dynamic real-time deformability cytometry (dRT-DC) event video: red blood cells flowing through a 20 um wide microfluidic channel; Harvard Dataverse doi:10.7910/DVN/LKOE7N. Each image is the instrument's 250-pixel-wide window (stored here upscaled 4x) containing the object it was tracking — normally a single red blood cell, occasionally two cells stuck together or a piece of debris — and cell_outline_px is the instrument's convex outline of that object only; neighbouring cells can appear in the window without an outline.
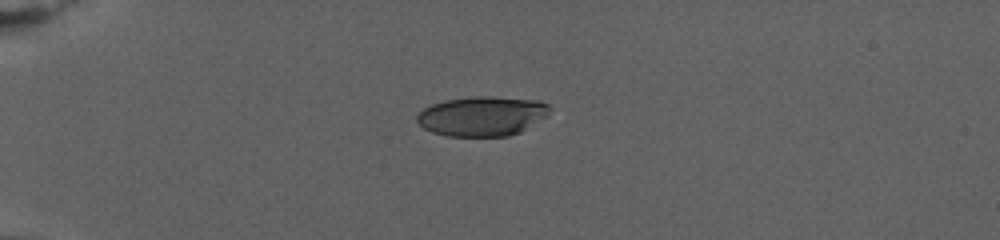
{"species": "human", "species_latin": "Homo sapiens", "temperature_condition": "warm", "stored_images_in_passage": 57, "camera_frame_rate_fps": 3000, "um_per_image_px": 0.085, "donor": {"sex": "female"}, "frame": {"image": 1, "passage_image": 1, "time_ms": 0.0, "image_size_px": [1000, 240], "cell_outline_px": [[552, 108], [548, 116], [520, 132], [508, 136], [448, 136], [432, 132], [424, 128], [416, 120], [416, 116], [424, 108], [432, 104], [444, 100], [472, 96], [492, 96], [540, 100], [548, 104]], "centroid_in_image_um": [41.02, 9.86], "position_along_channel_um": 44.0, "area_um2": 30.98}}
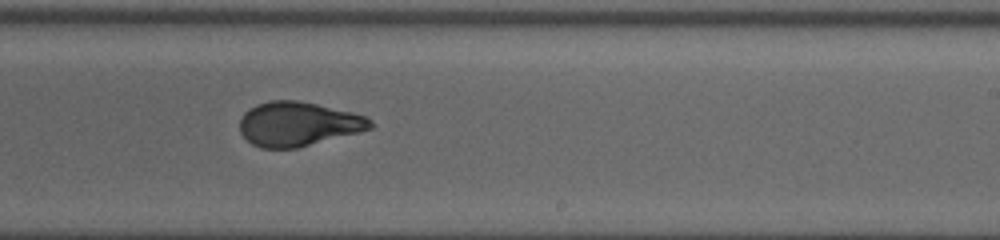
{"frame": {"image": 2, "passage_image": 30, "time_ms": 9.667, "image_size_px": [1000, 240], "cell_outline_px": [[372, 128], [296, 148], [260, 148], [252, 144], [240, 132], [240, 120], [244, 112], [248, 108], [256, 104], [268, 100], [296, 100], [316, 104], [352, 112], [364, 116], [372, 120]], "centroid_in_image_um": [25.29, 10.52], "position_along_channel_um": 263.7, "area_um2": 33.41}}
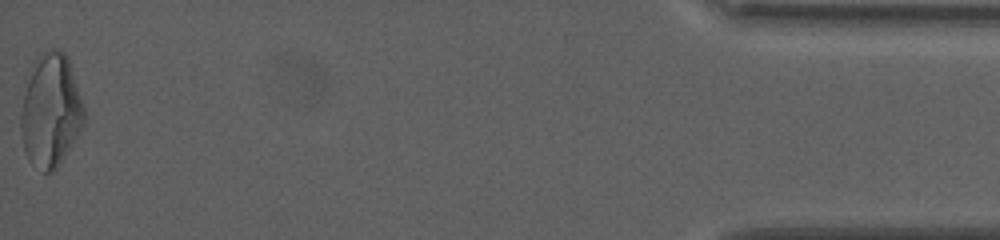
{"frame": {"image": 3, "passage_image": 57, "time_ms": 18.667, "image_size_px": [1000, 240], "cell_outline_px": [[84, 124], [60, 164], [52, 172], [44, 172], [28, 160], [24, 152], [20, 132], [20, 112], [32, 64], [36, 56], [40, 52], [48, 48], [60, 48], [68, 56], [84, 104]], "centroid_in_image_um": [4.31, 9.36], "position_along_channel_um": 430.9, "area_um2": 42.19}, "authors_computed_cell_mechanics": {"area_um2": 34.391, "velocity_mm_per_s": 2.7638, "shape_relaxation_time_tau1_ms": 9.8139, "shape_relaxation_time_tau2_ms": 1.2508, "deformation_change_tau1": 0.2459, "deformation_change_tau2": 0.0734}}